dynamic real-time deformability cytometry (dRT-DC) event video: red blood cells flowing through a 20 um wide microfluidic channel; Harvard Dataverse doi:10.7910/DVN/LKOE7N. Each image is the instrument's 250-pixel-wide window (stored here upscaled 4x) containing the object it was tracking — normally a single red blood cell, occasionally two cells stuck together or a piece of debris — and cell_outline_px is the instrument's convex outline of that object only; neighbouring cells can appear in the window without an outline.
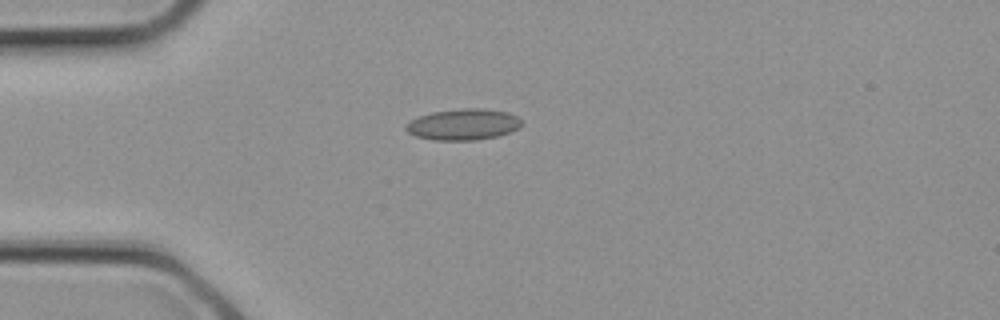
{"species": "common noctule bat (a hibernating species)", "species_latin": "Nyctalus noctula", "temperature_condition": "cold", "stored_images_in_passage": 2, "camera_frame_rate_fps": 3000, "um_per_image_px": 0.085, "animal": {"sex": "female", "body_mass_g": 21.9}, "frame": {"image": 1, "passage_image": 2, "time_ms": 0.333, "image_size_px": [1000, 320], "cell_outline_px": [[524, 124], [520, 128], [496, 136], [476, 140], [432, 140], [416, 136], [408, 132], [404, 128], [412, 120], [420, 116], [432, 112], [464, 108], [484, 108], [508, 112], [516, 116]], "centroid_in_image_um": [39.41, 10.57], "position_along_channel_um": 45.6, "area_um2": 20.92}}